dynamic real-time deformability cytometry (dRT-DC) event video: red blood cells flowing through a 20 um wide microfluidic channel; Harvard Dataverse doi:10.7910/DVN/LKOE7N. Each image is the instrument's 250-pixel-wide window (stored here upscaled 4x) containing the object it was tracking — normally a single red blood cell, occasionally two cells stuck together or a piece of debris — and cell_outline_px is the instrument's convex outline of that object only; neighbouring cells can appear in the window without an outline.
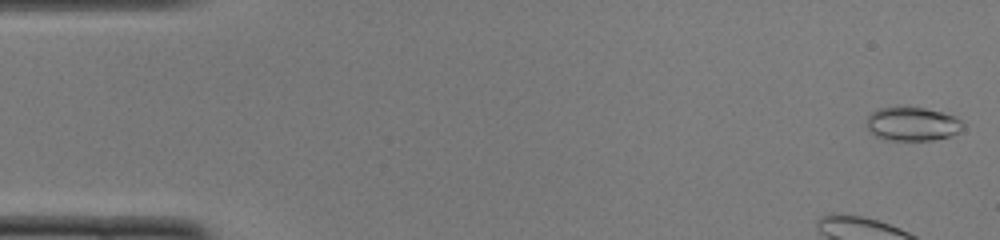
{"species": "common noctule bat (a hibernating species)", "species_latin": "Nyctalus noctula", "temperature_condition": "cold", "stored_images_in_passage": 49, "camera_frame_rate_fps": 3000, "um_per_image_px": 0.085, "animal": {"sex": "female", "body_mass_g": 22.0, "forearm_length_mm": 56.7}, "frame": {"image": 1, "passage_image": 1, "time_ms": 0.0, "image_size_px": [1000, 240], "cell_outline_px": [[964, 128], [948, 136], [932, 140], [884, 140], [868, 132], [868, 116], [872, 112], [880, 108], [924, 108], [956, 116], [964, 124]], "centroid_in_image_um": [77.54, 10.55], "position_along_channel_um": 7.5, "area_um2": 18.67}, "authors_computed_cell_mechanics": {"area_um2": 18.6694, "velocity_mm_per_s": 3.9388, "shape_relaxation_time_tau1_ms": 11.15, "shape_relaxation_time_tau2_ms": null, "deformation_change_tau1": 0.2064, "deformation_change_tau2": null}}